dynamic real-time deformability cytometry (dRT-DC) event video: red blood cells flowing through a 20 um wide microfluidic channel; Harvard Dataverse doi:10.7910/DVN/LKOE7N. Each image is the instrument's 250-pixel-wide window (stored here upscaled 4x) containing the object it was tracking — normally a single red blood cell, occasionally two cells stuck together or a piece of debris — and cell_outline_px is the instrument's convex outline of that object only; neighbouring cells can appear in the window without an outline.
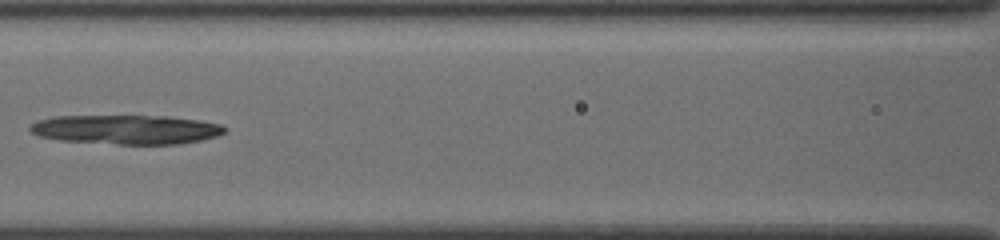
{"species": "common noctule bat (a hibernating species)", "species_latin": "Nyctalus noctula", "temperature_condition": "cold", "stored_images_in_passage": 10, "camera_frame_rate_fps": 3000, "um_per_image_px": 0.085, "animal": {"sex": "female", "body_mass_g": 19.5, "forearm_length_mm": 54.1}, "frame": {"image": 1, "passage_image": 9, "time_ms": 2.667, "image_size_px": [1000, 240], "cell_outline_px": [[228, 128], [224, 132], [216, 136], [200, 140], [176, 144], [120, 144], [60, 140], [40, 136], [32, 132], [28, 128], [32, 124], [40, 120], [52, 116], [168, 116], [196, 120], [220, 124]], "centroid_in_image_um": [10.73, 11.0], "position_along_channel_um": 155.9, "area_um2": 32.89}}